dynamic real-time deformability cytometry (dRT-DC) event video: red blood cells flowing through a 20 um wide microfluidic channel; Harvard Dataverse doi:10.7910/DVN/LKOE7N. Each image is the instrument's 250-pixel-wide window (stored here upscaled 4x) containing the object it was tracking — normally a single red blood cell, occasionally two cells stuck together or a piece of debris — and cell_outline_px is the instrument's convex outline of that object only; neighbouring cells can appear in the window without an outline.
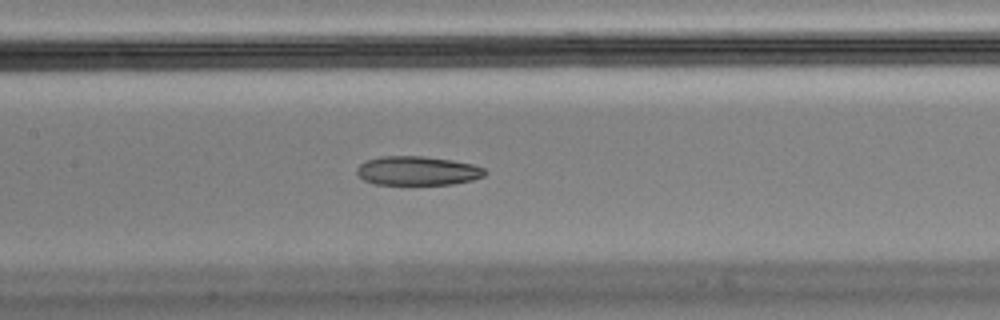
{"species": "Egyptian fruit bat (a non-hibernating species)", "species_latin": "Rousettus aegyptiacus", "temperature_condition": "cold", "stored_images_in_passage": 44, "camera_frame_rate_fps": 3000, "um_per_image_px": 0.085, "animal": {"sex": "male"}, "frame": {"image": 1, "passage_image": 13, "time_ms": 4.0, "image_size_px": [1000, 320], "cell_outline_px": [[488, 172], [484, 176], [472, 180], [452, 184], [376, 184], [364, 180], [356, 172], [356, 168], [364, 160], [380, 156], [424, 156], [452, 160], [472, 164], [484, 168]], "centroid_in_image_um": [35.48, 14.5], "position_along_channel_um": 171.9, "area_um2": 21.73}, "authors_computed_cell_mechanics": {"area_um2": 24.565, "velocity_mm_per_s": 3.5852, "shape_relaxation_time_tau1_ms": null, "shape_relaxation_time_tau2_ms": 4.7289, "deformation_change_tau1": null, "deformation_change_tau2": 0.1025}}